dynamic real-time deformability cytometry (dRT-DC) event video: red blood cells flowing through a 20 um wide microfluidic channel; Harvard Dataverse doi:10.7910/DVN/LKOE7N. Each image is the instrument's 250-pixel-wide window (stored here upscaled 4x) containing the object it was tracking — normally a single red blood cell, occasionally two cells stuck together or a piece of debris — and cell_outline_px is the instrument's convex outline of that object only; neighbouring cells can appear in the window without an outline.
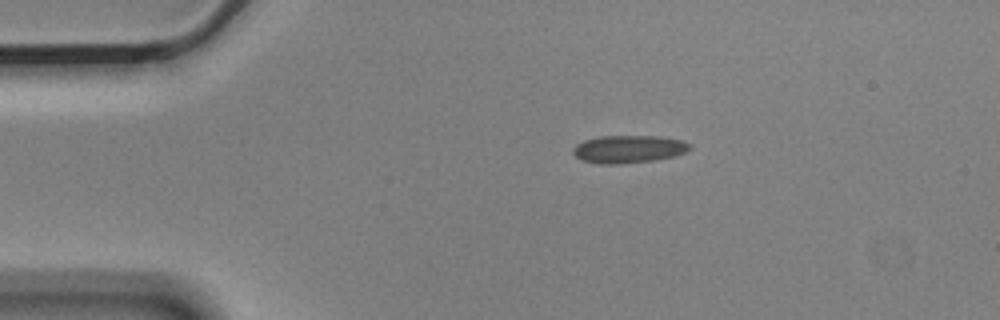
{"species": "Egyptian fruit bat (a non-hibernating species)", "species_latin": "Rousettus aegyptiacus", "temperature_condition": "cold", "stored_images_in_passage": 7, "camera_frame_rate_fps": 3000, "um_per_image_px": 0.085, "animal": {"sex": "male"}, "frame": {"image": 1, "passage_image": 2, "time_ms": 0.333, "image_size_px": [1000, 320], "cell_outline_px": [[692, 148], [684, 152], [672, 156], [656, 160], [620, 164], [600, 164], [584, 160], [576, 156], [572, 152], [572, 148], [576, 144], [584, 140], [600, 136], [660, 136], [684, 140]], "centroid_in_image_um": [53.42, 12.67], "position_along_channel_um": 31.6, "area_um2": 18.84}}
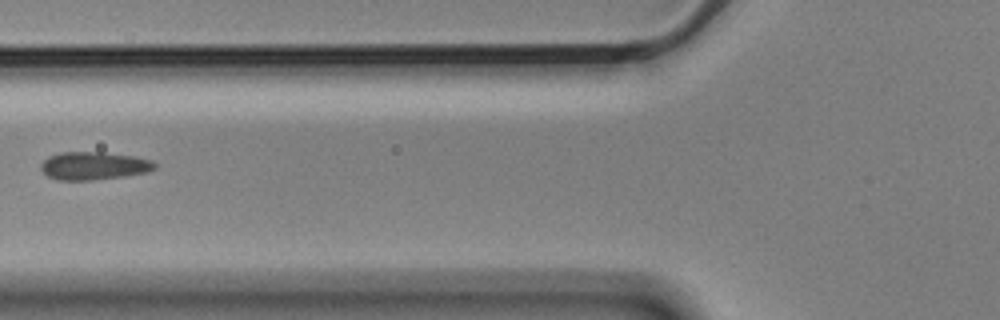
{"frame": {"image": 2, "passage_image": 5, "time_ms": 1.333, "image_size_px": [1000, 320], "cell_outline_px": [[156, 168], [148, 172], [124, 176], [92, 180], [56, 180], [48, 176], [40, 168], [40, 164], [48, 156], [60, 152], [100, 152], [136, 156], [152, 160], [156, 164]], "centroid_in_image_um": [7.98, 14.09], "position_along_channel_um": 117.8, "area_um2": 18.67}}
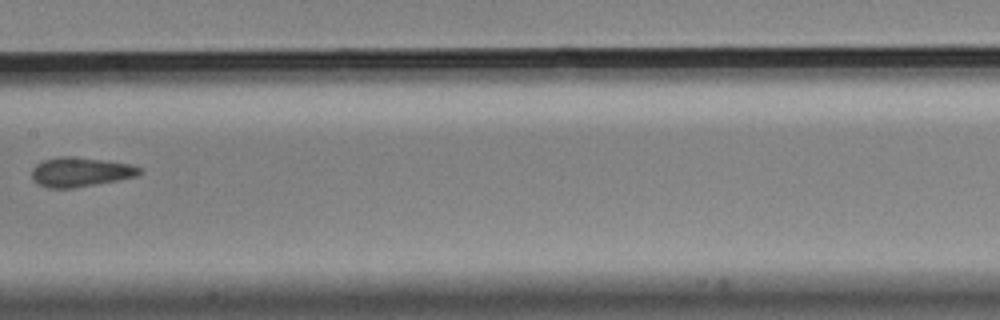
{"frame": {"image": 3, "passage_image": 7, "time_ms": 2.0, "image_size_px": [1000, 320], "cell_outline_px": [[144, 172], [136, 176], [76, 188], [48, 188], [32, 180], [32, 168], [36, 164], [44, 160], [56, 156], [76, 156], [132, 164], [144, 168]], "centroid_in_image_um": [6.86, 14.6], "position_along_channel_um": 200.5, "area_um2": 18.73}}